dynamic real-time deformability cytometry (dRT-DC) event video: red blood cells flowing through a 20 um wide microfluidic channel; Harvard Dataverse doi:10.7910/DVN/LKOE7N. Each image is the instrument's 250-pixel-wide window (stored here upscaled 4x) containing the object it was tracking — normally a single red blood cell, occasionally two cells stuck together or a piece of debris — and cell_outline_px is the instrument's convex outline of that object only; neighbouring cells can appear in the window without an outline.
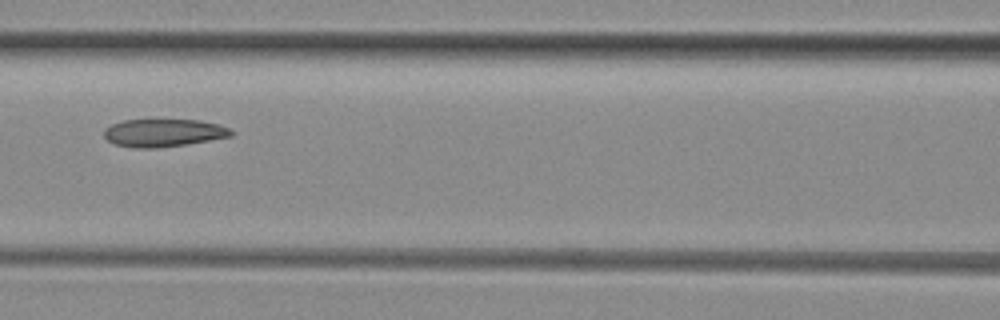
{"species": "common noctule bat (a hibernating species)", "species_latin": "Nyctalus noctula", "temperature_condition": "room temperature", "stored_images_in_passage": 7, "camera_frame_rate_fps": 3000, "um_per_image_px": 0.085, "animal": {"sex": "female", "body_mass_g": 29.2, "forearm_length_mm": 56.3}, "frame": {"image": 1, "passage_image": 6, "time_ms": 6.667, "image_size_px": [1000, 320], "cell_outline_px": [[232, 136], [184, 144], [156, 148], [136, 148], [112, 144], [104, 136], [104, 128], [112, 124], [124, 120], [148, 116], [200, 120], [216, 124], [228, 128], [232, 132]], "centroid_in_image_um": [13.81, 11.23], "position_along_channel_um": 152.8, "area_um2": 21.44}}
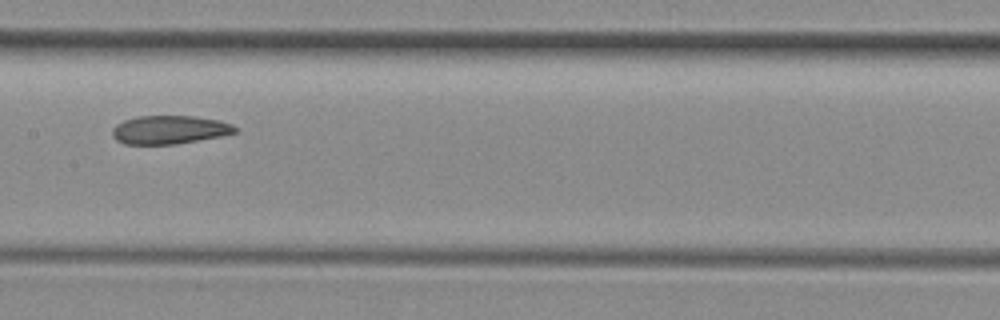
{"frame": {"image": 2, "passage_image": 7, "time_ms": 7.667, "image_size_px": [1000, 320], "cell_outline_px": [[236, 132], [220, 136], [176, 144], [124, 144], [116, 140], [112, 136], [112, 128], [116, 124], [124, 120], [136, 116], [192, 116], [220, 120], [232, 124], [236, 128]], "centroid_in_image_um": [14.37, 11.02], "position_along_channel_um": 193.0, "area_um2": 20.35}}